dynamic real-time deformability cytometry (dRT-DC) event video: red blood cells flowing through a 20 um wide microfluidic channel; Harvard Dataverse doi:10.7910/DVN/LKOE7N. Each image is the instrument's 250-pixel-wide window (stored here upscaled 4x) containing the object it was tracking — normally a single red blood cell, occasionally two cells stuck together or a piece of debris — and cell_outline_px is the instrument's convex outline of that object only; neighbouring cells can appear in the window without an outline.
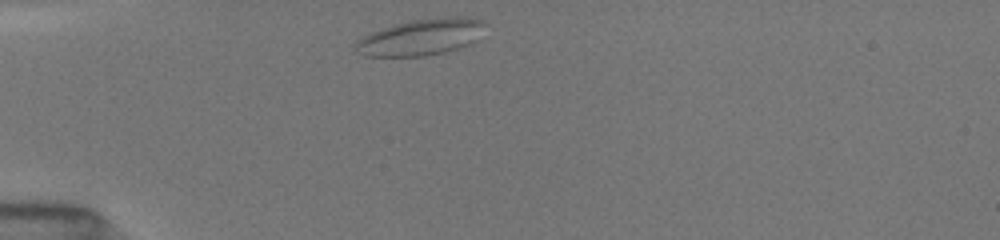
{"species": "common noctule bat (a hibernating species)", "species_latin": "Nyctalus noctula", "temperature_condition": "room temperature", "stored_images_in_passage": 39, "camera_frame_rate_fps": 3000, "um_per_image_px": 0.085, "animal": {"sex": "female", "body_mass_g": 19.5, "forearm_length_mm": 54.1}, "frame": {"image": 1, "passage_image": 1, "time_ms": 0.0, "image_size_px": [1000, 240], "cell_outline_px": [[484, 24], [476, 40], [472, 44], [444, 52], [424, 56], [364, 56], [356, 52], [352, 48], [352, 44], [356, 40], [368, 32], [396, 24], [412, 20], [456, 16], [460, 16], [484, 20]], "centroid_in_image_um": [35.7, 3.17], "position_along_channel_um": 49.3, "area_um2": 27.57}}
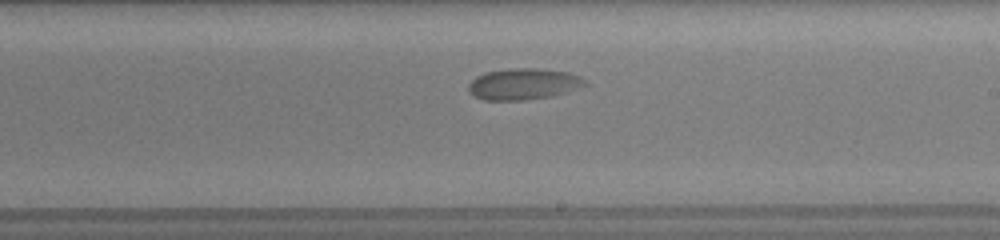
{"frame": {"image": 2, "passage_image": 18, "time_ms": 5.667, "image_size_px": [1000, 240], "cell_outline_px": [[588, 84], [580, 88], [552, 96], [524, 100], [484, 100], [472, 96], [468, 92], [468, 84], [476, 76], [484, 72], [508, 68], [540, 68], [568, 72], [580, 76], [588, 80]], "centroid_in_image_um": [44.49, 7.13], "position_along_channel_um": 244.5, "area_um2": 21.68}}
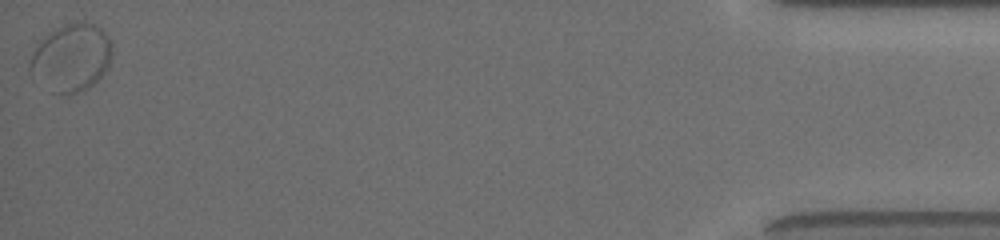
{"frame": {"image": 3, "passage_image": 39, "time_ms": 12.667, "image_size_px": [1000, 240], "cell_outline_px": [[112, 52], [108, 64], [104, 72], [88, 88], [80, 92], [52, 92], [32, 80], [28, 72], [28, 64], [40, 40], [48, 32], [64, 24], [76, 20], [84, 20], [96, 24], [108, 36], [112, 44]], "centroid_in_image_um": [6.02, 4.87], "position_along_channel_um": 429.2, "area_um2": 32.77}}